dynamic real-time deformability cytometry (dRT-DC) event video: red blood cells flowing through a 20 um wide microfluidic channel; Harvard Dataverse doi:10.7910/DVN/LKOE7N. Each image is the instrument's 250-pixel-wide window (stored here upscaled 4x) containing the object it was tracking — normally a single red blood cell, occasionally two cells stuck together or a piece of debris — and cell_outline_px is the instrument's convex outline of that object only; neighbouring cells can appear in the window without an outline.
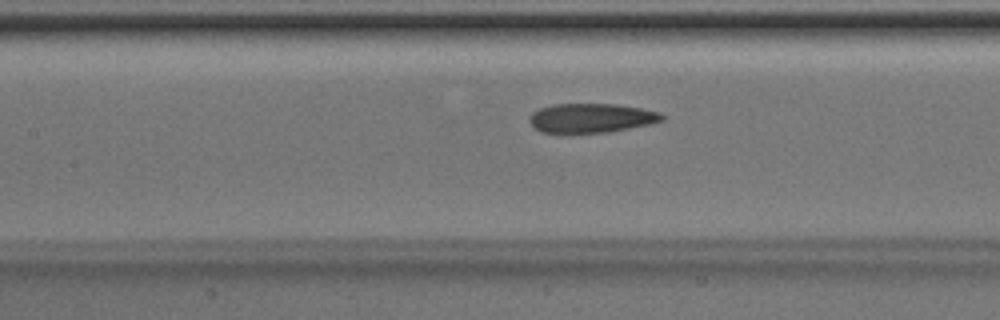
{"species": "Egyptian fruit bat (a non-hibernating species)", "species_latin": "Rousettus aegyptiacus", "temperature_condition": "room temperature", "stored_images_in_passage": 28, "camera_frame_rate_fps": 3000, "um_per_image_px": 0.085, "animal": {"sex": "male"}, "frame": {"image": 1, "passage_image": 10, "time_ms": 3.0, "image_size_px": [1000, 320], "cell_outline_px": [[664, 120], [652, 124], [608, 132], [540, 132], [528, 120], [528, 116], [532, 112], [540, 108], [552, 104], [616, 104], [640, 108], [660, 112], [664, 116]], "centroid_in_image_um": [50.27, 10.02], "position_along_channel_um": 157.1, "area_um2": 22.54}}
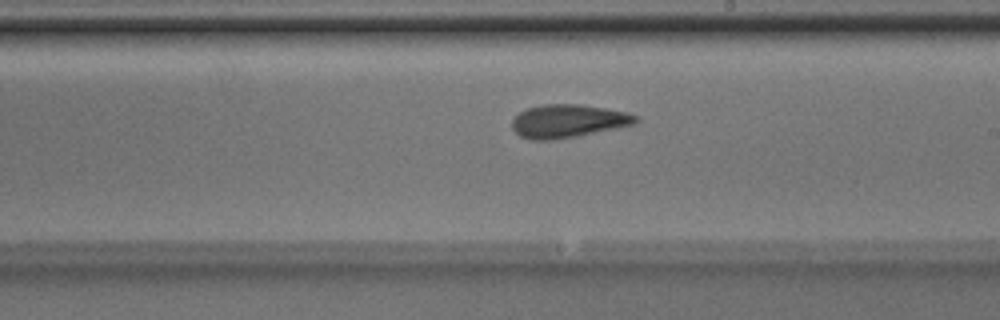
{"frame": {"image": 2, "passage_image": 16, "time_ms": 5.0, "image_size_px": [1000, 320], "cell_outline_px": [[640, 120], [636, 124], [576, 136], [552, 140], [532, 140], [520, 136], [512, 128], [512, 120], [520, 112], [528, 108], [540, 104], [580, 104], [628, 112], [636, 116]], "centroid_in_image_um": [48.29, 10.28], "position_along_channel_um": 240.7, "area_um2": 23.87}}
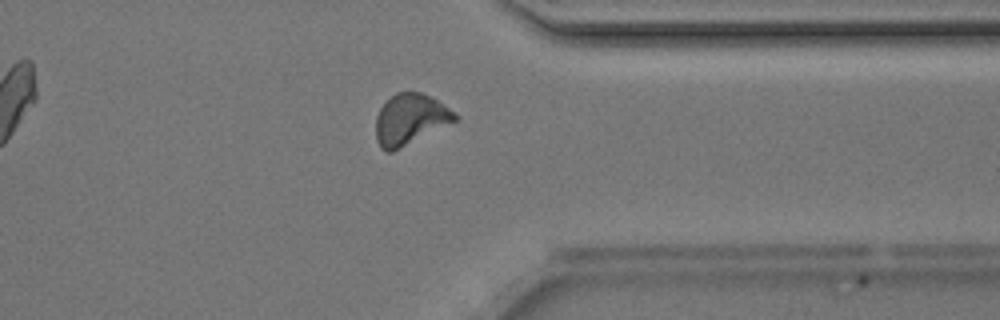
{"frame": {"image": 3, "passage_image": 26, "time_ms": 8.333, "image_size_px": [1000, 320], "cell_outline_px": [[460, 120], [392, 152], [384, 152], [380, 148], [376, 140], [376, 116], [380, 108], [396, 92], [420, 92], [436, 100], [460, 116]], "centroid_in_image_um": [34.87, 10.18], "position_along_channel_um": 376.5, "area_um2": 23.52}}